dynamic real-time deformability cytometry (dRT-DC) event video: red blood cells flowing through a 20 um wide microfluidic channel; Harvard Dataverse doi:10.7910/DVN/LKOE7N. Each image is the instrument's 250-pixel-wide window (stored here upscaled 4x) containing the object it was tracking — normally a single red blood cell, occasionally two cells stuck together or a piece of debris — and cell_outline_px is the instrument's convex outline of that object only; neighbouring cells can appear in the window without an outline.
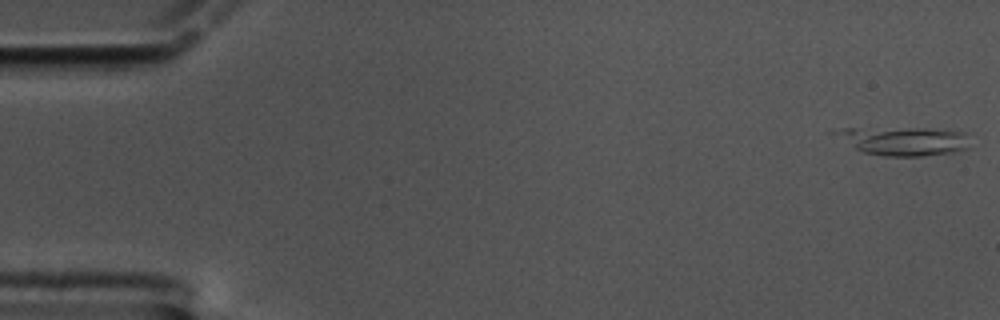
{"species": "common noctule bat (a hibernating species)", "species_latin": "Nyctalus noctula", "temperature_condition": "cold", "stored_images_in_passage": 10, "camera_frame_rate_fps": 3000, "um_per_image_px": 0.085, "animal": {"sex": "male", "body_mass_g": 17.5, "forearm_length_mm": 52.3}, "frame": {"image": 1, "passage_image": 1, "time_ms": 0.0, "image_size_px": [1000, 320], "cell_outline_px": [[968, 148], [960, 152], [924, 156], [884, 156], [864, 152], [856, 148], [844, 132], [844, 128], [928, 128], [964, 132]], "centroid_in_image_um": [77.08, 12.01], "position_along_channel_um": 7.9, "area_um2": 21.33}}